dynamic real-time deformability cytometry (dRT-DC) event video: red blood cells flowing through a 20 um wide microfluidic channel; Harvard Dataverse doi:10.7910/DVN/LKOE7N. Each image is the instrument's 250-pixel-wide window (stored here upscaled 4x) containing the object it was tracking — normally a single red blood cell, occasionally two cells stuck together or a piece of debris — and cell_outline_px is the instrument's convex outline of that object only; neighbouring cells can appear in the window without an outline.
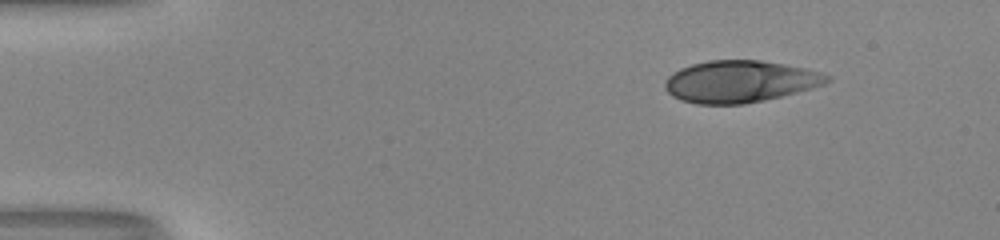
{"species": "human", "species_latin": "Homo sapiens", "temperature_condition": "room temperature", "stored_images_in_passage": 46, "camera_frame_rate_fps": 3000, "um_per_image_px": 0.085, "donor": {"sex": "male"}, "frame": {"image": 1, "passage_image": 1, "time_ms": 0.0, "image_size_px": [1000, 240], "cell_outline_px": [[832, 80], [824, 84], [796, 92], [764, 100], [744, 104], [696, 104], [680, 100], [672, 96], [664, 88], [664, 84], [668, 76], [680, 68], [692, 64], [708, 60], [760, 60], [784, 64], [804, 68], [820, 72], [832, 76]], "centroid_in_image_um": [62.87, 6.93], "position_along_channel_um": 22.1, "area_um2": 39.54}}
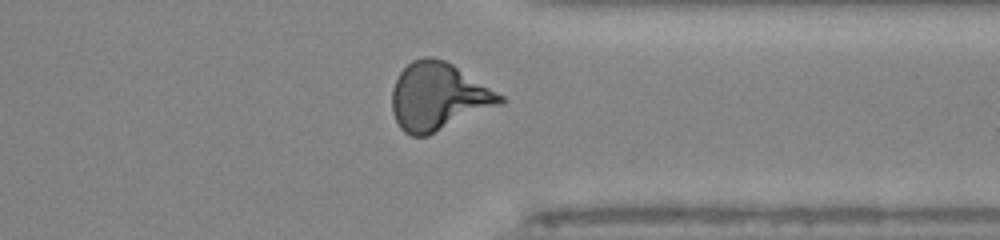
{"frame": {"image": 2, "passage_image": 35, "time_ms": 11.333, "image_size_px": [1000, 240], "cell_outline_px": [[504, 104], [428, 136], [412, 136], [404, 132], [400, 128], [392, 112], [392, 88], [400, 72], [412, 60], [424, 56], [432, 56], [444, 60], [452, 64], [504, 96]], "centroid_in_image_um": [37.26, 8.23], "position_along_channel_um": 374.1, "area_um2": 42.77}}
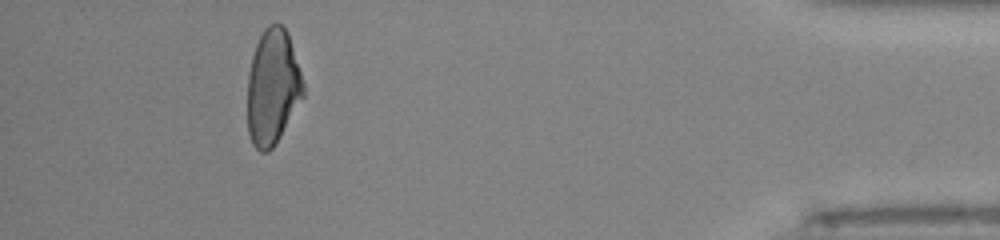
{"frame": {"image": 3, "passage_image": 42, "time_ms": 13.667, "image_size_px": [1000, 240], "cell_outline_px": [[304, 96], [280, 136], [272, 148], [268, 152], [260, 152], [252, 144], [248, 132], [248, 76], [252, 56], [256, 44], [264, 28], [268, 24], [280, 24], [288, 32], [304, 84]], "centroid_in_image_um": [23.17, 7.41], "position_along_channel_um": 412.0, "area_um2": 37.4}, "authors_computed_cell_mechanics": {"area_um2": 39.8242, "velocity_mm_per_s": 4.0391, "shape_relaxation_time_tau1_ms": 8.6819, "shape_relaxation_time_tau2_ms": 0.9834, "deformation_change_tau1": 0.2563, "deformation_change_tau2": 0.0601}}